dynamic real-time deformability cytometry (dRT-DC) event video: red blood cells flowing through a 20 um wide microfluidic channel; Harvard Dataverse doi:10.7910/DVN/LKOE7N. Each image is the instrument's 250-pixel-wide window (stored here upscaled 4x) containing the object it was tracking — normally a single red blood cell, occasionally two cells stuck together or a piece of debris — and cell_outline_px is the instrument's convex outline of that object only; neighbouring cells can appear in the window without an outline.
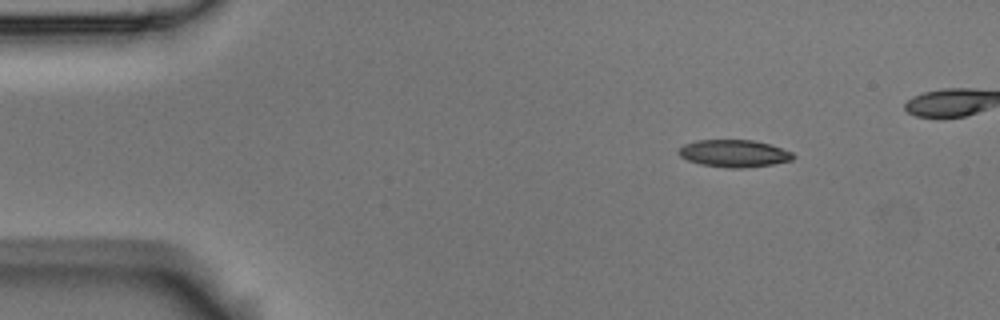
{"species": "Egyptian fruit bat (a non-hibernating species)", "species_latin": "Rousettus aegyptiacus", "temperature_condition": "room temperature", "stored_images_in_passage": 8, "camera_frame_rate_fps": 3000, "um_per_image_px": 0.085, "animal": {"sex": "male"}, "frame": {"image": 1, "passage_image": 3, "time_ms": 0.667, "image_size_px": [1000, 320], "cell_outline_px": [[796, 156], [792, 160], [772, 164], [744, 168], [728, 168], [700, 164], [688, 160], [680, 156], [676, 152], [684, 144], [696, 140], [752, 140], [768, 144], [792, 152]], "centroid_in_image_um": [62.37, 13.04], "position_along_channel_um": 22.6, "area_um2": 18.15}}
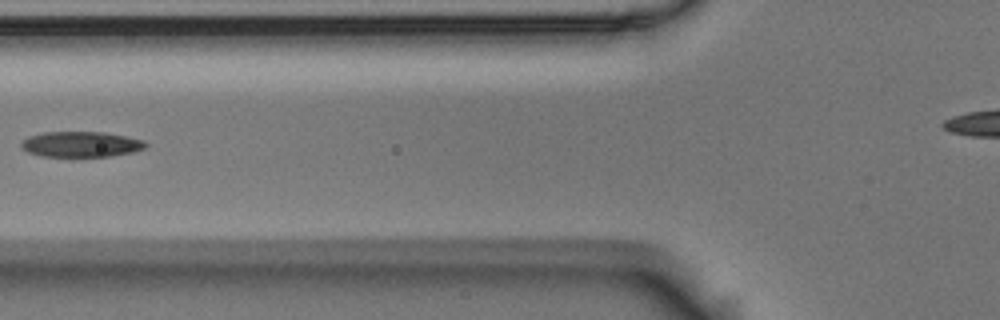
{"frame": {"image": 2, "passage_image": 7, "time_ms": 2.0, "image_size_px": [1000, 320], "cell_outline_px": [[148, 144], [144, 148], [132, 152], [112, 156], [40, 156], [28, 152], [20, 148], [20, 140], [28, 136], [44, 132], [104, 132], [144, 140]], "centroid_in_image_um": [6.83, 12.26], "position_along_channel_um": 119.0, "area_um2": 18.55}}
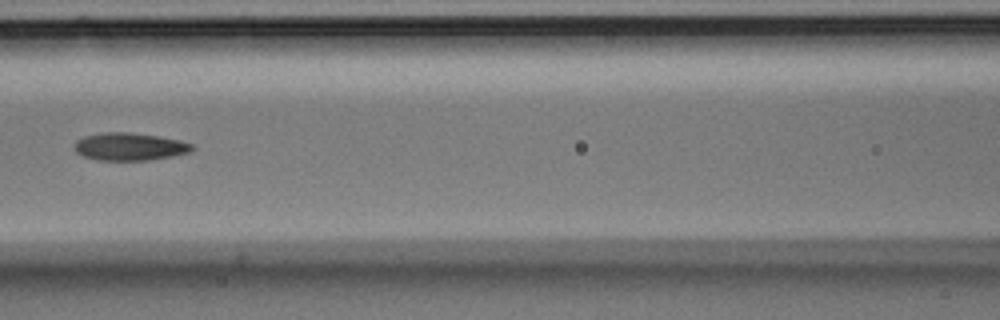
{"frame": {"image": 3, "passage_image": 8, "time_ms": 2.333, "image_size_px": [1000, 320], "cell_outline_px": [[196, 148], [192, 152], [172, 156], [148, 160], [96, 160], [84, 156], [76, 152], [72, 144], [76, 140], [84, 136], [104, 132], [128, 132], [156, 136], [180, 140], [192, 144]], "centroid_in_image_um": [11.01, 12.46], "position_along_channel_um": 155.6, "area_um2": 19.07}}